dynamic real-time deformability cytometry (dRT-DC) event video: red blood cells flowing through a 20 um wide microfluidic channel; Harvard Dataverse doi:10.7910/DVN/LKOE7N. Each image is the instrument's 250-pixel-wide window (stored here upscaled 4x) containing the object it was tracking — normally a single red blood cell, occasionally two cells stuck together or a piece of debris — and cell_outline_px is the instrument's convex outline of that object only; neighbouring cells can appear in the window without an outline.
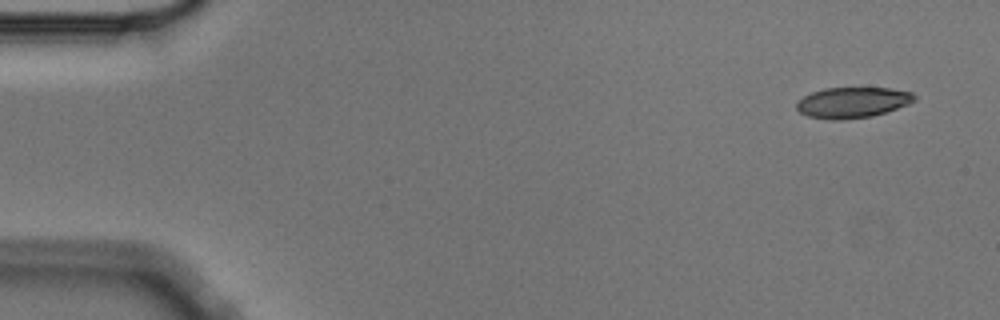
{"species": "Egyptian fruit bat (a non-hibernating species)", "species_latin": "Rousettus aegyptiacus", "temperature_condition": "cold", "stored_images_in_passage": 6, "camera_frame_rate_fps": 3000, "um_per_image_px": 0.085, "animal": {"sex": "male"}, "frame": {"image": 1, "passage_image": 1, "time_ms": 0.0, "image_size_px": [1000, 320], "cell_outline_px": [[916, 100], [908, 104], [872, 116], [840, 120], [828, 120], [808, 116], [800, 112], [796, 108], [796, 104], [804, 96], [812, 92], [824, 88], [892, 88], [912, 92], [916, 96]], "centroid_in_image_um": [72.46, 8.71], "position_along_channel_um": 12.5, "area_um2": 21.04}}
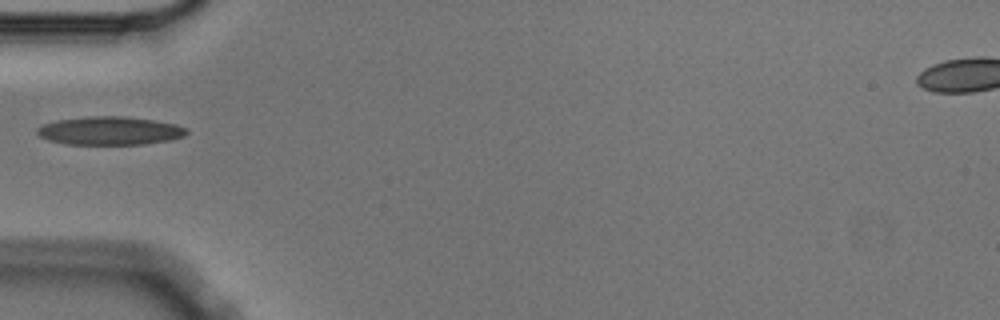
{"frame": {"image": 2, "passage_image": 5, "time_ms": 1.333, "image_size_px": [1000, 320], "cell_outline_px": [[188, 132], [184, 136], [168, 140], [144, 144], [64, 144], [48, 140], [40, 136], [36, 132], [36, 128], [44, 124], [56, 120], [88, 116], [124, 116], [152, 120], [176, 124], [184, 128]], "centroid_in_image_um": [9.29, 11.11], "position_along_channel_um": 75.7, "area_um2": 24.57}}
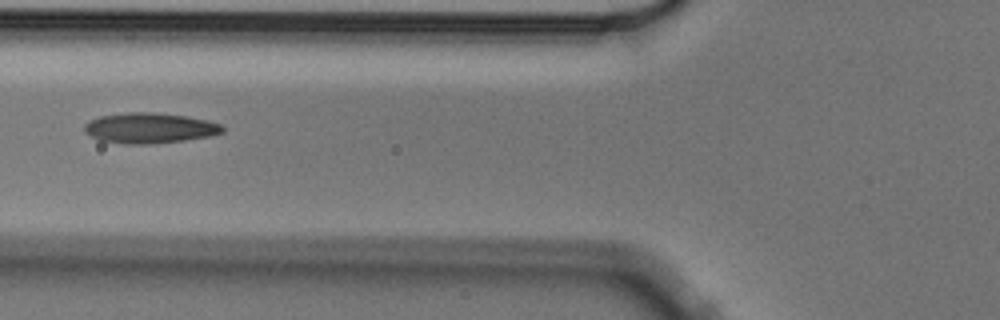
{"frame": {"image": 3, "passage_image": 6, "time_ms": 1.667, "image_size_px": [1000, 320], "cell_outline_px": [[224, 132], [212, 136], [184, 140], [152, 144], [124, 144], [100, 140], [84, 132], [84, 124], [88, 120], [100, 116], [124, 112], [156, 112], [188, 116], [208, 120], [220, 124], [224, 128]], "centroid_in_image_um": [12.72, 10.87], "position_along_channel_um": 113.1, "area_um2": 24.8}}